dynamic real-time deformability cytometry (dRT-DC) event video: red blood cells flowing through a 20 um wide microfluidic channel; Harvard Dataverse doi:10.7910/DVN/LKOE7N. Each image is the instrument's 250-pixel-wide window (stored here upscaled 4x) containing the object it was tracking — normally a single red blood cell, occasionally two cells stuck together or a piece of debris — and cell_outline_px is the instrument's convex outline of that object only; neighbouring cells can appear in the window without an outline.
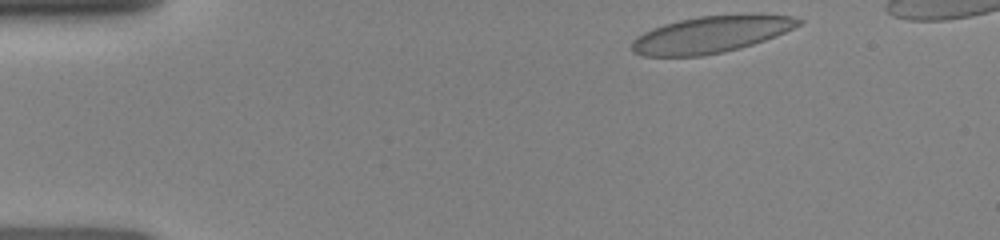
{"species": "human", "species_latin": "Homo sapiens", "temperature_condition": "room temperature", "stored_images_in_passage": 28, "camera_frame_rate_fps": 3000, "um_per_image_px": 0.085, "donor": {"sex": "female"}, "frame": {"image": 1, "passage_image": 1, "time_ms": 0.0, "image_size_px": [1000, 240], "cell_outline_px": [[804, 20], [800, 24], [776, 36], [740, 48], [724, 52], [704, 56], [644, 56], [632, 52], [632, 40], [636, 36], [652, 28], [664, 24], [680, 20], [700, 16], [752, 12], [760, 12], [792, 16]], "centroid_in_image_um": [60.48, 2.9], "position_along_channel_um": 24.5, "area_um2": 36.36}}
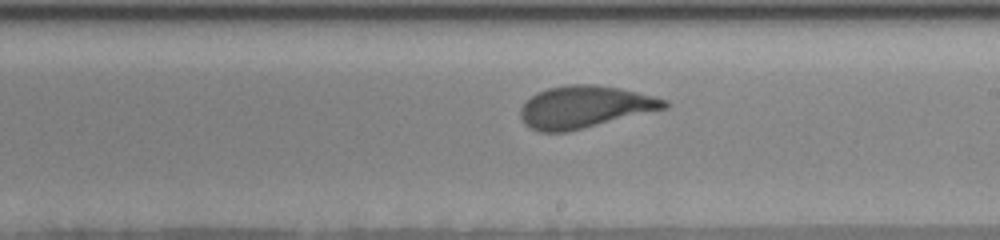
{"frame": {"image": 2, "passage_image": 16, "time_ms": 7.0, "image_size_px": [1000, 240], "cell_outline_px": [[668, 108], [564, 132], [540, 132], [524, 124], [520, 116], [520, 108], [524, 100], [536, 92], [548, 88], [568, 84], [596, 84], [620, 88], [668, 100]], "centroid_in_image_um": [49.65, 9.07], "position_along_channel_um": 239.3, "area_um2": 35.26}}
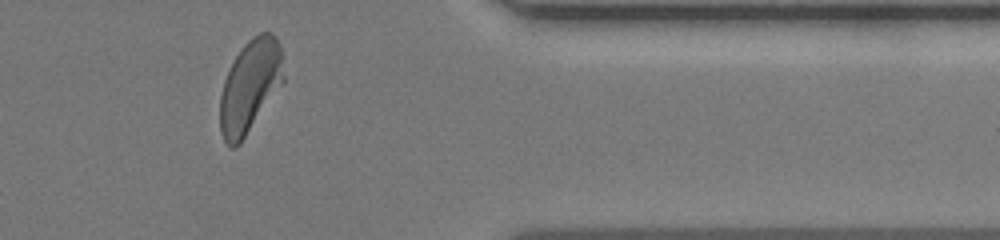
{"frame": {"image": 3, "passage_image": 25, "time_ms": 11.0, "image_size_px": [1000, 240], "cell_outline_px": [[284, 84], [240, 144], [236, 148], [232, 148], [224, 140], [220, 132], [220, 96], [224, 80], [236, 56], [244, 44], [252, 36], [260, 32], [272, 32], [276, 36], [280, 44], [284, 76]], "centroid_in_image_um": [21.28, 7.34], "position_along_channel_um": 390.1, "area_um2": 34.74}}